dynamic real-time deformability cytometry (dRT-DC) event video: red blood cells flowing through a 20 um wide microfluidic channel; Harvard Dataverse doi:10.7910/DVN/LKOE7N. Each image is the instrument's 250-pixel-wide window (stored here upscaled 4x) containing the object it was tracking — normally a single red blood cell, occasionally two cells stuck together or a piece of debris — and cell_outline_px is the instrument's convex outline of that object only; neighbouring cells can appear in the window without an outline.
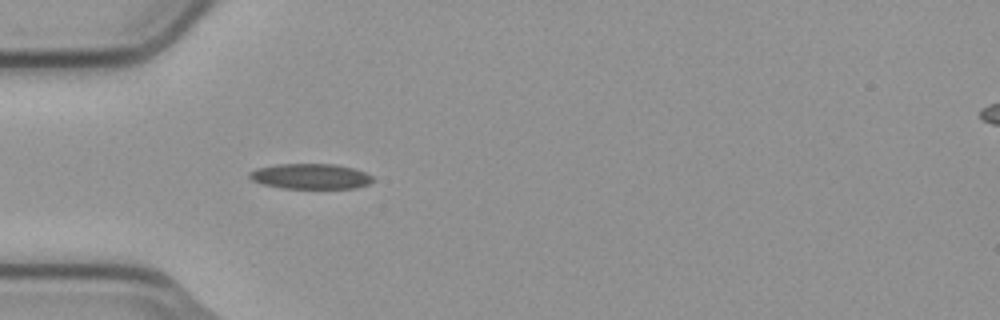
{"species": "common noctule bat (a hibernating species)", "species_latin": "Nyctalus noctula", "temperature_condition": "cold", "stored_images_in_passage": 4, "camera_frame_rate_fps": 3000, "um_per_image_px": 0.085, "animal": {"sex": "male", "body_mass_g": 23.1, "forearm_length_mm": 52.7}, "frame": {"image": 1, "passage_image": 4, "time_ms": 1.0, "image_size_px": [1000, 320], "cell_outline_px": [[372, 180], [368, 184], [356, 188], [284, 188], [264, 184], [252, 180], [248, 176], [248, 172], [256, 168], [276, 164], [336, 164], [356, 168], [372, 176]], "centroid_in_image_um": [26.39, 14.98], "position_along_channel_um": 58.6, "area_um2": 18.21}}